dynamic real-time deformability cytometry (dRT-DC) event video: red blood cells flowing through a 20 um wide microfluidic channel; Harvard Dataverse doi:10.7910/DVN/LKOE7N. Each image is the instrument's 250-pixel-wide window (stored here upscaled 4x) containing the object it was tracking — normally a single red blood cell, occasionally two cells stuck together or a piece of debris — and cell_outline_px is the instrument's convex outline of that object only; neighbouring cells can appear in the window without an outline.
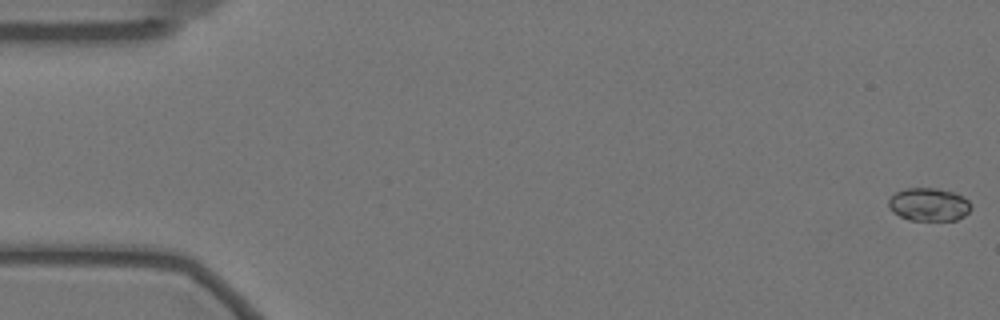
{"species": "Egyptian fruit bat (a non-hibernating species)", "species_latin": "Rousettus aegyptiacus", "temperature_condition": "warm", "stored_images_in_passage": 14, "camera_frame_rate_fps": 3000, "um_per_image_px": 0.085, "animal": {"sex": "female"}, "frame": {"image": 1, "passage_image": 1, "time_ms": 0.0, "image_size_px": [1000, 320], "cell_outline_px": [[972, 208], [964, 216], [956, 220], [908, 220], [892, 212], [888, 208], [888, 200], [896, 192], [904, 188], [936, 188], [952, 192], [968, 200]], "centroid_in_image_um": [78.92, 17.39], "position_along_channel_um": 6.1, "area_um2": 15.9}}